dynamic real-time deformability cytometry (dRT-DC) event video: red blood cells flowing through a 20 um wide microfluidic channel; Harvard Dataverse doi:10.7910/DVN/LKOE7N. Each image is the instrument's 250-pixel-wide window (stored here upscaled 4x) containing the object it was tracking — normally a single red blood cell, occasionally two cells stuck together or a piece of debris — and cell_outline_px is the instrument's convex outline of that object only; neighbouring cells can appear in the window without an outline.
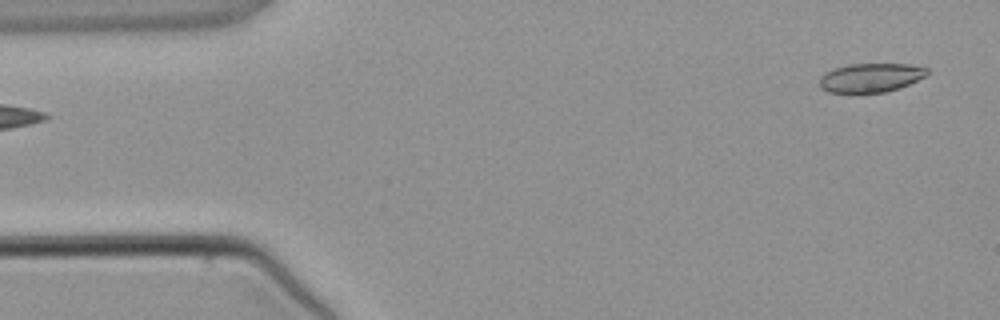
{"species": "common noctule bat (a hibernating species)", "species_latin": "Nyctalus noctula", "temperature_condition": "warm", "stored_images_in_passage": 2, "segment_of_instrument_passage": [2, 2], "camera_frame_rate_fps": 3000, "um_per_image_px": 0.085, "animal": {"sex": "male", "body_mass_g": 21.5, "forearm_length_mm": 52.0}, "frame": {"image": 1, "passage_image": 2, "time_ms": 1.0, "image_size_px": [1000, 320], "cell_outline_px": [[928, 72], [924, 76], [900, 88], [884, 92], [828, 92], [820, 88], [820, 76], [824, 72], [848, 64], [908, 64], [928, 68]], "centroid_in_image_um": [73.98, 6.59], "position_along_channel_um": 11.0, "area_um2": 17.98}}